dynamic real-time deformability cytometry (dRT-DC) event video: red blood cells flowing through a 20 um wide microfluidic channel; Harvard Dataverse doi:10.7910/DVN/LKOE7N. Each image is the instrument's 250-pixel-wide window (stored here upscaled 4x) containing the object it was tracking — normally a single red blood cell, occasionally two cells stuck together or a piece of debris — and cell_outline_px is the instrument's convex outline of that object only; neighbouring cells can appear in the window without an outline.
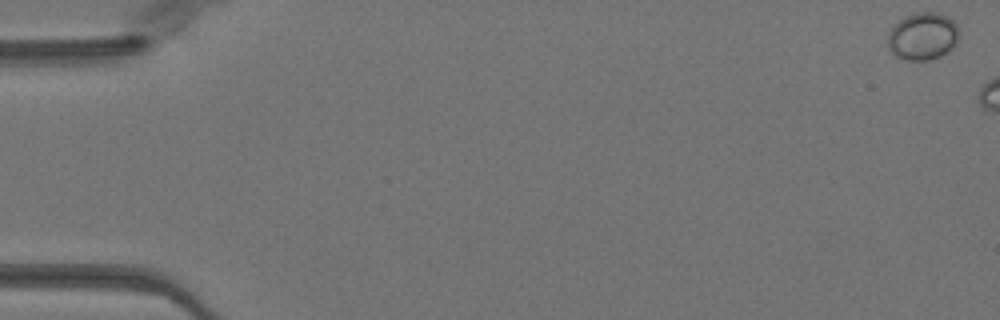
{"species": "Egyptian fruit bat (a non-hibernating species)", "species_latin": "Rousettus aegyptiacus", "temperature_condition": "warm", "stored_images_in_passage": 15, "camera_frame_rate_fps": 3000, "um_per_image_px": 0.085, "animal": {"sex": "female"}, "frame": {"image": 1, "passage_image": 1, "time_ms": 0.0, "image_size_px": [1000, 320], "cell_outline_px": [[960, 32], [956, 44], [952, 48], [940, 56], [928, 60], [908, 60], [896, 56], [888, 48], [888, 32], [904, 16], [916, 12], [940, 12], [948, 16], [956, 24]], "centroid_in_image_um": [78.45, 3.06], "position_along_channel_um": 6.5, "area_um2": 19.83}}